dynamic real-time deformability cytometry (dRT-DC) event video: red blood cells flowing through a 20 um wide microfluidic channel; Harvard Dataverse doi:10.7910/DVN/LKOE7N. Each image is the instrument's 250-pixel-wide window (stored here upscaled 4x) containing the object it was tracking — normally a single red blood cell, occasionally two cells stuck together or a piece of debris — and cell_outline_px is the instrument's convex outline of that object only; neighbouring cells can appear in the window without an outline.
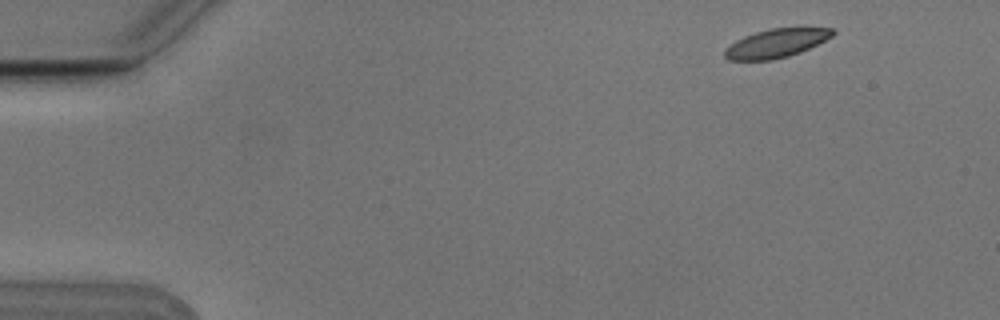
{"species": "Egyptian fruit bat (a non-hibernating species)", "species_latin": "Rousettus aegyptiacus", "temperature_condition": "cold", "stored_images_in_passage": 4, "camera_frame_rate_fps": 3000, "um_per_image_px": 0.085, "animal": {"sex": "male"}, "frame": {"image": 1, "passage_image": 1, "time_ms": 0.0, "image_size_px": [1000, 320], "cell_outline_px": [[836, 32], [832, 36], [800, 52], [788, 56], [772, 60], [728, 60], [724, 56], [724, 48], [736, 40], [744, 36], [756, 32], [772, 28], [800, 24], [804, 24], [832, 28]], "centroid_in_image_um": [66.04, 3.61], "position_along_channel_um": 19.0, "area_um2": 18.79}}